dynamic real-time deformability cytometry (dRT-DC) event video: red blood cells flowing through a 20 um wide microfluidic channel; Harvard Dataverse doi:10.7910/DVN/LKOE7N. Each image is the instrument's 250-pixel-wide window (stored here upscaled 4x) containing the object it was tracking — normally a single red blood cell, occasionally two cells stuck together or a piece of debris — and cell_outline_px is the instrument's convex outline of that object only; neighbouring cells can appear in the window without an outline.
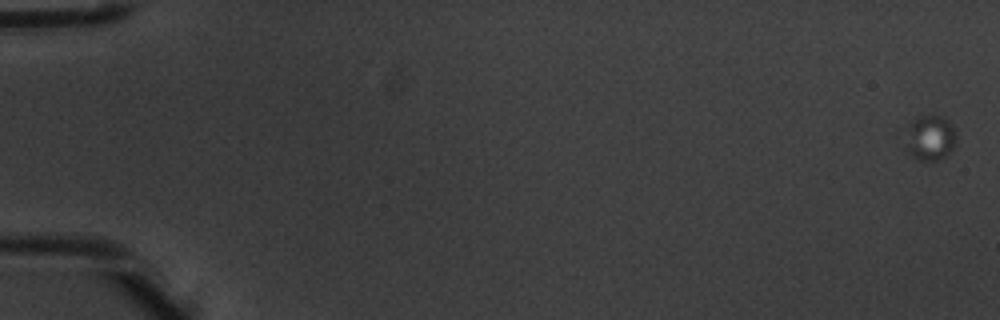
{"species": "common noctule bat (a hibernating species)", "species_latin": "Nyctalus noctula", "temperature_condition": "warm", "stored_images_in_passage": 8, "camera_frame_rate_fps": 3000, "um_per_image_px": 0.085, "animal": {"sex": "male", "body_mass_g": 20.1, "forearm_length_mm": 53.5}, "frame": {"image": 1, "passage_image": 1, "time_ms": 0.0, "image_size_px": [1000, 320], "cell_outline_px": [[956, 140], [952, 148], [940, 160], [920, 160], [912, 156], [908, 152], [896, 136], [896, 132], [920, 116], [944, 116], [948, 120], [956, 132]], "centroid_in_image_um": [78.88, 11.69], "position_along_channel_um": 6.1, "area_um2": 14.39}}
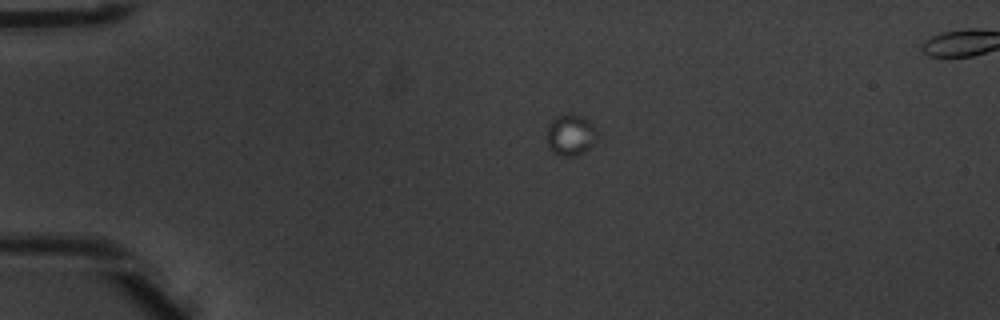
{"frame": {"image": 2, "passage_image": 5, "time_ms": 1.333, "image_size_px": [1000, 320], "cell_outline_px": [[596, 136], [592, 144], [588, 148], [572, 156], [560, 156], [552, 152], [548, 144], [548, 128], [552, 120], [560, 116], [580, 116], [588, 120], [592, 124], [596, 132]], "centroid_in_image_um": [48.48, 11.5], "position_along_channel_um": 36.5, "area_um2": 11.33}}
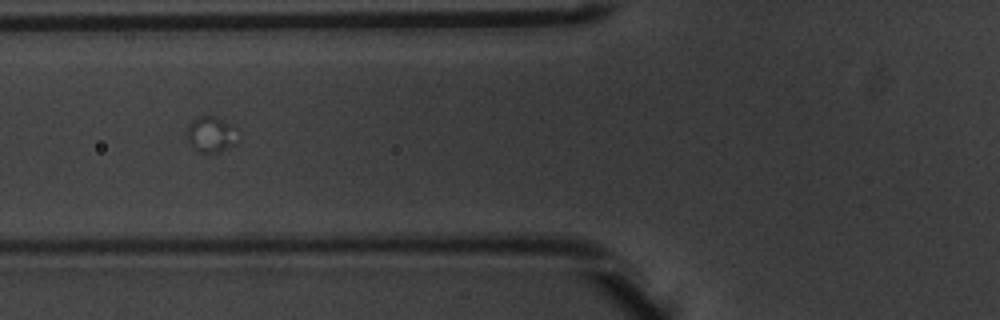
{"frame": {"image": 3, "passage_image": 8, "time_ms": 2.333, "image_size_px": [1000, 320], "cell_outline_px": [[236, 144], [220, 152], [196, 152], [188, 144], [184, 136], [184, 132], [188, 124], [192, 120], [200, 116], [216, 116], [232, 124]], "centroid_in_image_um": [17.82, 11.43], "position_along_channel_um": 108.0, "area_um2": 10.87}}